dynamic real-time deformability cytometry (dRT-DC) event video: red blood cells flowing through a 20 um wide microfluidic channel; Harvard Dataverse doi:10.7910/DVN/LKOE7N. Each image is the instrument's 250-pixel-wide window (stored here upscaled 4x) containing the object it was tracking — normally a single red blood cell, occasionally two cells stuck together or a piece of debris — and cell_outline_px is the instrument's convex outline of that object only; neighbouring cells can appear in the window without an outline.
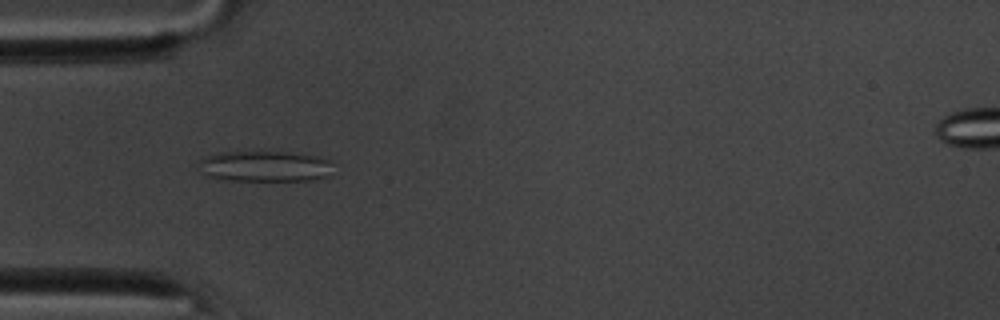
{"species": "common noctule bat (a hibernating species)", "species_latin": "Nyctalus noctula", "temperature_condition": "room temperature", "stored_images_in_passage": 54, "camera_frame_rate_fps": 3000, "um_per_image_px": 0.085, "animal": {"sex": "male", "body_mass_g": 20.1, "forearm_length_mm": 53.5}, "frame": {"image": 1, "passage_image": 16, "time_ms": 5.0, "image_size_px": [1000, 320], "cell_outline_px": [[328, 160], [324, 176], [312, 180], [228, 180], [208, 176], [196, 164], [204, 156], [220, 152], [284, 152], [320, 156]], "centroid_in_image_um": [22.38, 14.12], "position_along_channel_um": 62.6, "area_um2": 23.47}}
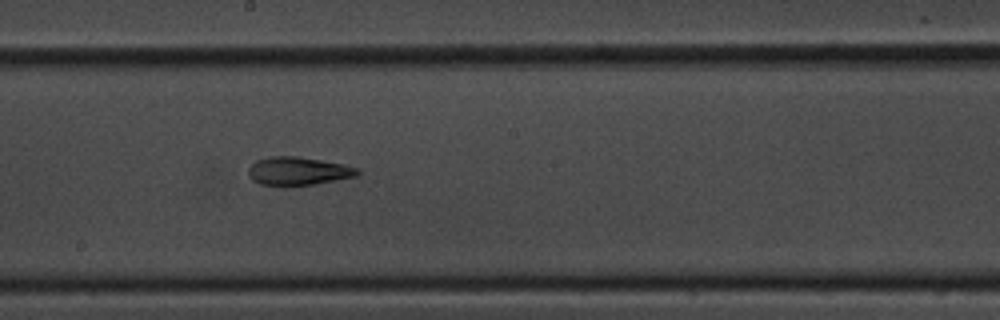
{"frame": {"image": 2, "passage_image": 29, "time_ms": 9.333, "image_size_px": [1000, 320], "cell_outline_px": [[360, 176], [316, 184], [260, 184], [252, 180], [248, 176], [248, 168], [256, 160], [268, 156], [296, 156], [344, 164], [360, 168]], "centroid_in_image_um": [25.39, 14.52], "position_along_channel_um": 222.8, "area_um2": 17.92}}
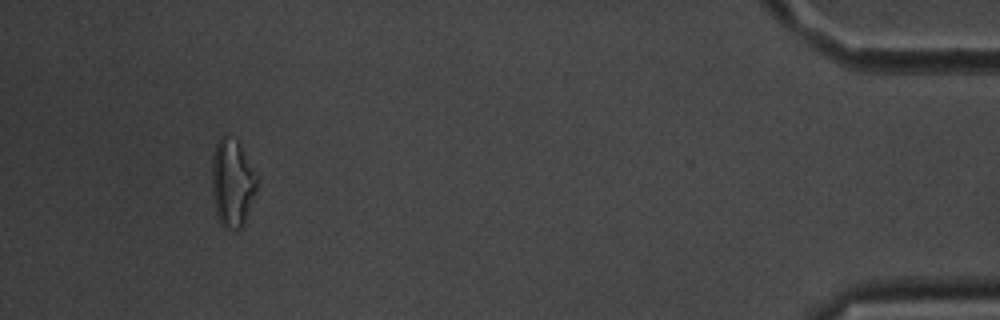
{"frame": {"image": 3, "passage_image": 50, "time_ms": 16.333, "image_size_px": [1000, 320], "cell_outline_px": [[256, 188], [244, 224], [236, 232], [232, 232], [224, 228], [220, 224], [216, 216], [212, 196], [212, 160], [216, 144], [220, 136], [224, 136], [236, 140], [240, 144], [256, 176]], "centroid_in_image_um": [19.71, 15.63], "position_along_channel_um": 415.5, "area_um2": 22.95}, "authors_computed_cell_mechanics": {"area_um2": 20.2878, "velocity_mm_per_s": 3.7219, "shape_relaxation_time_tau1_ms": null, "shape_relaxation_time_tau2_ms": 3.855, "deformation_change_tau1": null, "deformation_change_tau2": 0.1283}}